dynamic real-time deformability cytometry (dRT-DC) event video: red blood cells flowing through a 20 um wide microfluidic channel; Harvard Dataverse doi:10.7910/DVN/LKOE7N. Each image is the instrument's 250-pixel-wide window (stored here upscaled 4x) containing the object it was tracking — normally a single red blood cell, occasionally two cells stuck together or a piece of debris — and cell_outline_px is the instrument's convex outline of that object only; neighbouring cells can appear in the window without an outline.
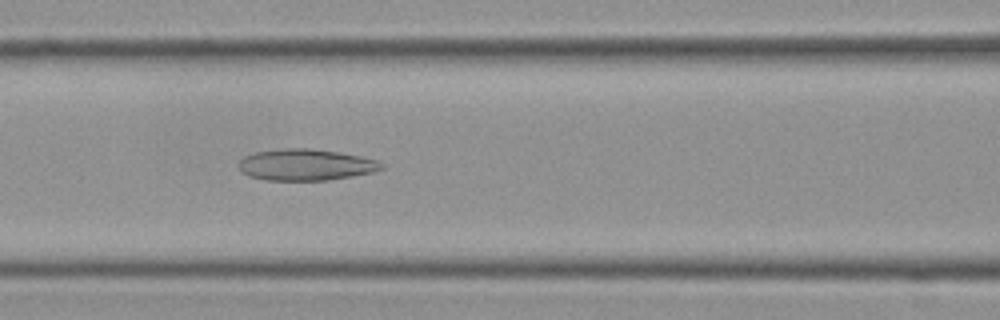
{"species": "Egyptian fruit bat (a non-hibernating species)", "species_latin": "Rousettus aegyptiacus", "temperature_condition": "cold", "stored_images_in_passage": 57, "camera_frame_rate_fps": 3000, "um_per_image_px": 0.085, "frame": {"image": 1, "passage_image": 24, "time_ms": 7.667, "image_size_px": [1000, 320], "cell_outline_px": [[384, 168], [372, 172], [352, 176], [328, 180], [264, 180], [248, 176], [240, 172], [240, 160], [244, 156], [256, 152], [284, 148], [312, 148], [340, 152], [360, 156], [376, 160], [384, 164]], "centroid_in_image_um": [25.98, 14.0], "position_along_channel_um": 140.6, "area_um2": 26.18}}
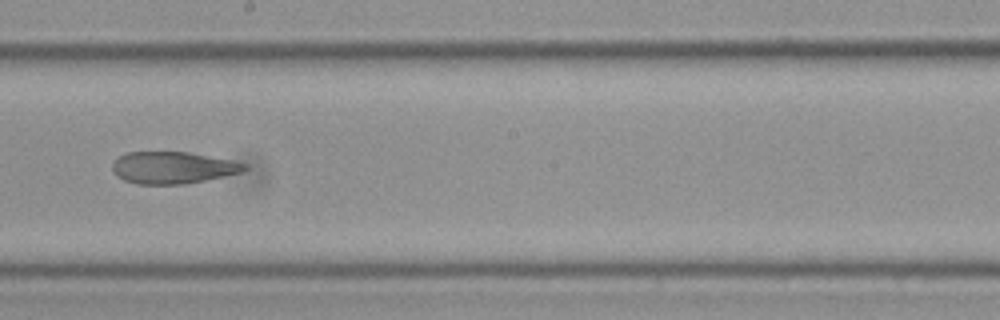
{"frame": {"image": 2, "passage_image": 32, "time_ms": 10.333, "image_size_px": [1000, 320], "cell_outline_px": [[248, 168], [240, 172], [204, 180], [184, 184], [136, 184], [124, 180], [116, 176], [112, 172], [112, 164], [120, 156], [128, 152], [188, 152], [248, 164]], "centroid_in_image_um": [14.64, 14.25], "position_along_channel_um": 233.6, "area_um2": 24.28}}
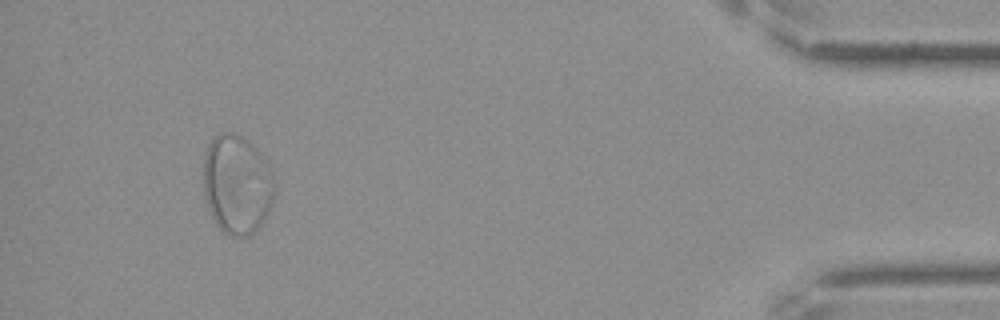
{"frame": {"image": 3, "passage_image": 53, "time_ms": 17.333, "image_size_px": [1000, 320], "cell_outline_px": [[276, 188], [272, 204], [260, 228], [248, 236], [228, 236], [216, 224], [208, 208], [204, 192], [204, 156], [208, 144], [220, 132], [232, 132], [240, 136], [252, 144], [256, 148], [268, 164], [276, 176]], "centroid_in_image_um": [20.18, 15.69], "position_along_channel_um": 415.0, "area_um2": 41.62}}